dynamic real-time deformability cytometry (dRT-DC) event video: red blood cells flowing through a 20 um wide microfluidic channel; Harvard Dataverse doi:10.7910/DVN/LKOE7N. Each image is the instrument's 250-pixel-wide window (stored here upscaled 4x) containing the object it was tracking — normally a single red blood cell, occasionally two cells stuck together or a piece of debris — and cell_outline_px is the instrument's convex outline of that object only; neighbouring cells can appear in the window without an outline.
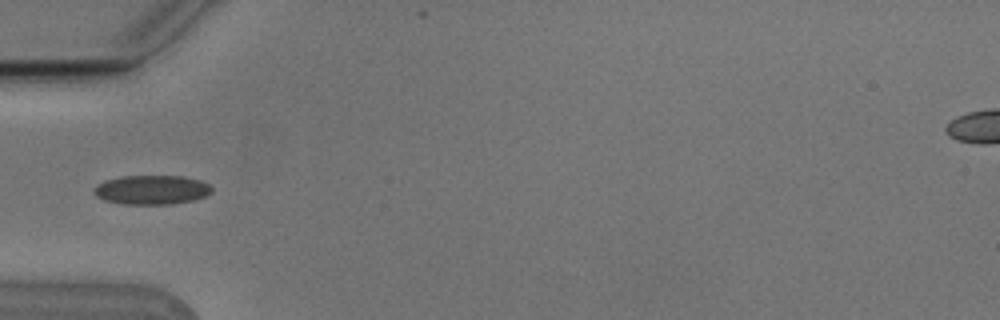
{"species": "Egyptian fruit bat (a non-hibernating species)", "species_latin": "Rousettus aegyptiacus", "temperature_condition": "cold", "stored_images_in_passage": 6, "camera_frame_rate_fps": 3000, "um_per_image_px": 0.085, "animal": {"sex": "male"}, "frame": {"image": 1, "passage_image": 6, "time_ms": 1.667, "image_size_px": [1000, 320], "cell_outline_px": [[212, 192], [204, 196], [192, 200], [172, 204], [124, 204], [104, 200], [96, 196], [92, 192], [92, 188], [96, 184], [104, 180], [120, 176], [180, 176], [200, 180], [208, 184], [212, 188]], "centroid_in_image_um": [12.83, 16.13], "position_along_channel_um": 72.2, "area_um2": 20.17}}